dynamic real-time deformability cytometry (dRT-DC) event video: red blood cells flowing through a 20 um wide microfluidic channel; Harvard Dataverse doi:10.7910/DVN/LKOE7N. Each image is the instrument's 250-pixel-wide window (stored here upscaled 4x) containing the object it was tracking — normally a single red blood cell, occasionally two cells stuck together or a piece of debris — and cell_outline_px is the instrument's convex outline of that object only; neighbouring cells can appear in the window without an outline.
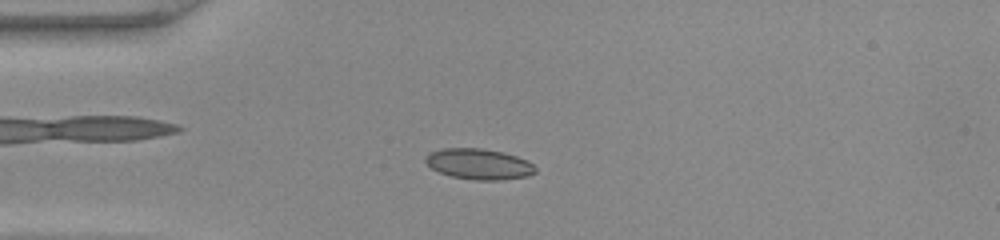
{"species": "common noctule bat (a hibernating species)", "species_latin": "Nyctalus noctula", "temperature_condition": "warm", "stored_images_in_passage": 39, "camera_frame_rate_fps": 3000, "um_per_image_px": 0.085, "animal": {"sex": "female", "body_mass_g": 22.0, "forearm_length_mm": 56.7}, "frame": {"image": 1, "passage_image": 4, "time_ms": 1.0, "image_size_px": [1000, 240], "cell_outline_px": [[536, 172], [528, 176], [500, 180], [472, 180], [452, 176], [440, 172], [432, 168], [424, 160], [424, 156], [432, 152], [444, 148], [480, 148], [504, 152], [528, 160], [536, 168]], "centroid_in_image_um": [40.73, 13.94], "position_along_channel_um": 44.3, "area_um2": 19.65}}
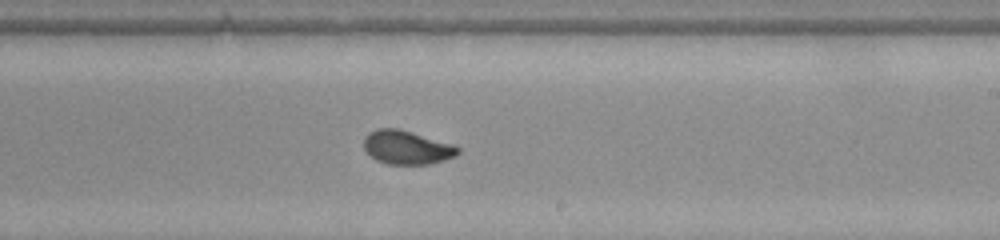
{"frame": {"image": 2, "passage_image": 20, "time_ms": 6.333, "image_size_px": [1000, 240], "cell_outline_px": [[460, 152], [456, 156], [444, 160], [428, 164], [388, 164], [376, 160], [364, 148], [364, 136], [368, 132], [380, 128], [396, 128], [452, 144], [460, 148]], "centroid_in_image_um": [34.57, 12.53], "position_along_channel_um": 254.4, "area_um2": 18.26}}
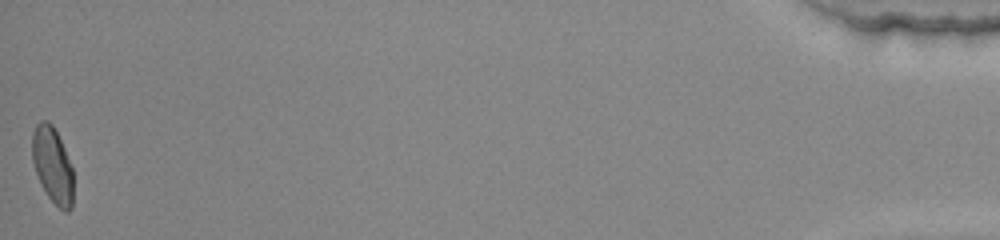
{"frame": {"image": 3, "passage_image": 39, "time_ms": 12.667, "image_size_px": [1000, 240], "cell_outline_px": [[72, 208], [68, 212], [64, 212], [48, 196], [40, 184], [32, 160], [32, 132], [36, 124], [40, 120], [48, 120], [52, 124], [64, 148], [72, 168]], "centroid_in_image_um": [4.44, 14.02], "position_along_channel_um": 430.8, "area_um2": 18.09}}